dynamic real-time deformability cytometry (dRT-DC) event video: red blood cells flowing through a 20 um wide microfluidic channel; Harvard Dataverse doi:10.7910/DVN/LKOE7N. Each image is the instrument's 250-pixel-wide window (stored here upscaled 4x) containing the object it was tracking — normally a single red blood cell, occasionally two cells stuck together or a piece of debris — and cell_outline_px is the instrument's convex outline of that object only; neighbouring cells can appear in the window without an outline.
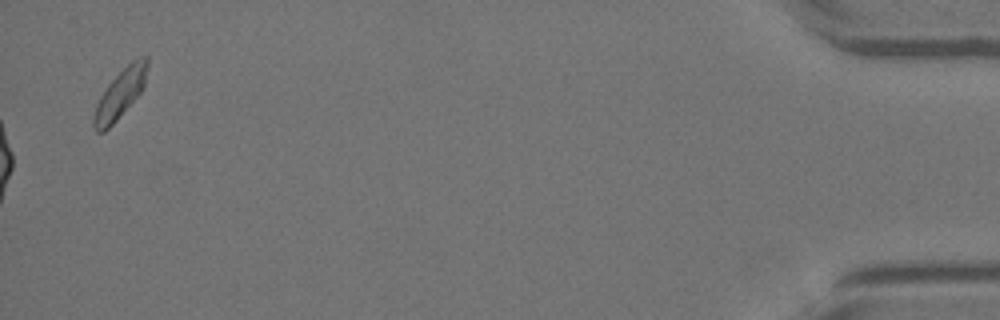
{"species": "Egyptian fruit bat (a non-hibernating species)", "species_latin": "Rousettus aegyptiacus", "temperature_condition": "warm", "stored_images_in_passage": 48, "camera_frame_rate_fps": 3000, "um_per_image_px": 0.085, "animal": {"sex": "female"}, "frame": {"image": 1, "passage_image": 48, "time_ms": 15.667, "image_size_px": [1000, 320], "cell_outline_px": [[148, 64], [144, 88], [116, 120], [104, 132], [96, 132], [92, 128], [92, 120], [96, 104], [100, 96], [108, 84], [132, 60], [140, 56], [148, 56]], "centroid_in_image_um": [10.2, 7.98], "position_along_channel_um": 425.0, "area_um2": 15.14}}